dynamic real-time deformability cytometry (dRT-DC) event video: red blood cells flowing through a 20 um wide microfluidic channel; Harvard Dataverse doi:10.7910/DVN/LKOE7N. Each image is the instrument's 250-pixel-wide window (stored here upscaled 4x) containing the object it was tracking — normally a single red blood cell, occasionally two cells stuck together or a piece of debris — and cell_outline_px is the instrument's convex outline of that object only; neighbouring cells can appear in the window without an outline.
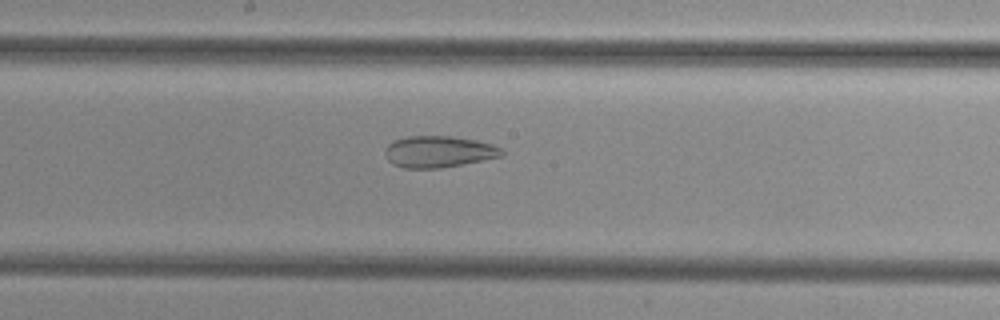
{"species": "common noctule bat (a hibernating species)", "species_latin": "Nyctalus noctula", "temperature_condition": "cold", "stored_images_in_passage": 49, "camera_frame_rate_fps": 3000, "um_per_image_px": 0.085, "animal": {"sex": "female", "body_mass_g": 29.2, "forearm_length_mm": 56.3}, "frame": {"image": 1, "passage_image": 26, "time_ms": 8.333, "image_size_px": [1000, 320], "cell_outline_px": [[504, 152], [500, 156], [440, 168], [404, 168], [392, 164], [384, 156], [384, 148], [388, 144], [396, 140], [408, 136], [452, 136], [476, 140], [492, 144], [504, 148]], "centroid_in_image_um": [37.25, 12.88], "position_along_channel_um": 211.0, "area_um2": 21.39}}
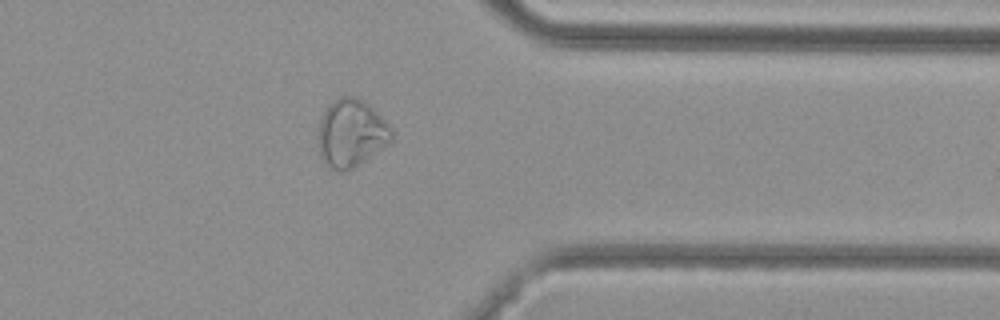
{"frame": {"image": 2, "passage_image": 39, "time_ms": 12.667, "image_size_px": [1000, 320], "cell_outline_px": [[392, 140], [352, 168], [344, 172], [340, 172], [328, 168], [324, 164], [320, 156], [320, 120], [328, 104], [332, 100], [340, 96], [356, 96], [368, 104], [392, 128]], "centroid_in_image_um": [29.83, 11.31], "position_along_channel_um": 381.6, "area_um2": 28.5}}
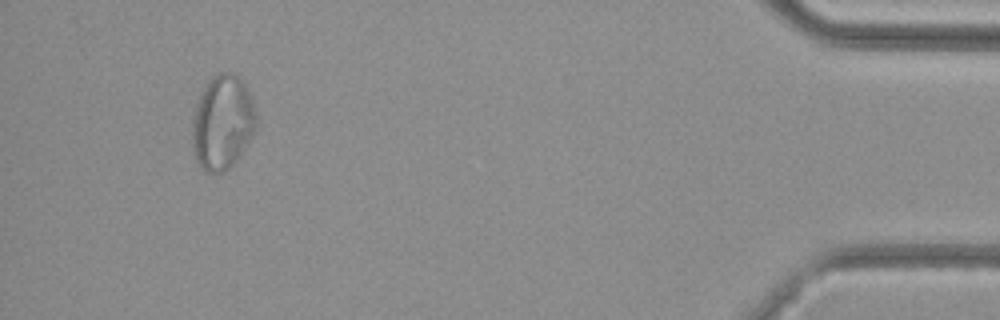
{"frame": {"image": 3, "passage_image": 46, "time_ms": 15.0, "image_size_px": [1000, 320], "cell_outline_px": [[256, 128], [252, 136], [236, 160], [228, 168], [220, 172], [204, 172], [196, 160], [192, 152], [192, 120], [196, 100], [204, 84], [216, 72], [232, 72], [240, 76], [244, 80], [256, 108]], "centroid_in_image_um": [18.89, 10.34], "position_along_channel_um": 416.3, "area_um2": 35.95}}